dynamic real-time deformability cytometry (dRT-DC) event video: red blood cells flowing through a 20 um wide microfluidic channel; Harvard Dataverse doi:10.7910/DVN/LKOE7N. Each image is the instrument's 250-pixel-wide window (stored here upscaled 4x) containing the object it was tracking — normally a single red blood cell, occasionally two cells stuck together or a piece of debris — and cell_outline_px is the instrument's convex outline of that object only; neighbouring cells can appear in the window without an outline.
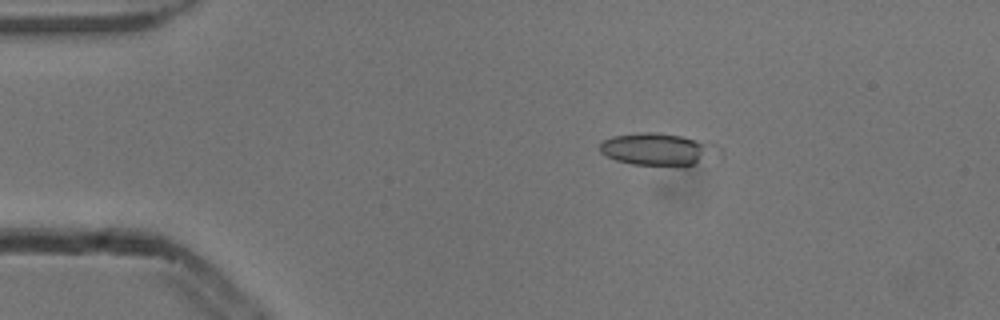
{"species": "common noctule bat (a hibernating species)", "species_latin": "Nyctalus noctula", "temperature_condition": "cold", "stored_images_in_passage": 5, "camera_frame_rate_fps": 3000, "um_per_image_px": 0.085, "animal": {"sex": "male", "body_mass_g": 13.3}, "frame": {"image": 1, "passage_image": 5, "time_ms": 1.333, "image_size_px": [1000, 320], "cell_outline_px": [[724, 156], [720, 164], [632, 164], [616, 160], [600, 152], [600, 144], [604, 140], [612, 136], [636, 132], [656, 132], [684, 136], [720, 144], [724, 148]], "centroid_in_image_um": [56.22, 12.69], "position_along_channel_um": 28.8, "area_um2": 23.52}}